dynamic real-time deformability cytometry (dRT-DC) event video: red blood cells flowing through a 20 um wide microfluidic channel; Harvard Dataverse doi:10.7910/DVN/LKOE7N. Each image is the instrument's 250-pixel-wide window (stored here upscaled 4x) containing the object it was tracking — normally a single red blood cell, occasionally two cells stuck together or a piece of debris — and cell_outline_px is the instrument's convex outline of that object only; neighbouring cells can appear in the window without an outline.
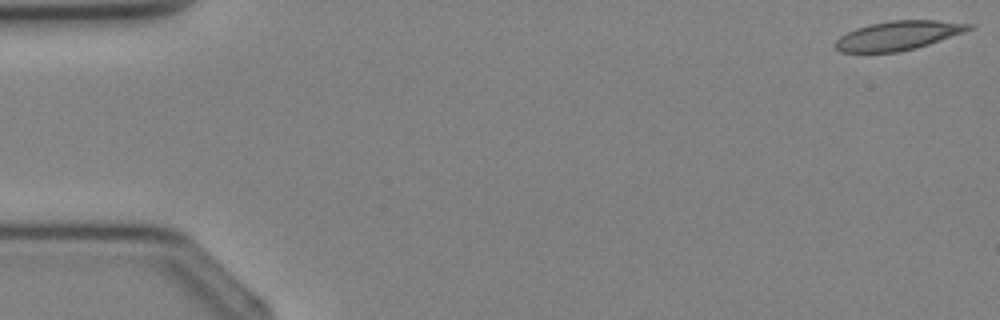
{"species": "Egyptian fruit bat (a non-hibernating species)", "species_latin": "Rousettus aegyptiacus", "temperature_condition": "cold", "stored_images_in_passage": 4, "segment_of_instrument_passage": [2, 2], "camera_frame_rate_fps": 3000, "um_per_image_px": 0.085, "animal": {"sex": "female"}, "frame": {"image": 1, "passage_image": 4, "time_ms": 3.333, "image_size_px": [1000, 320], "cell_outline_px": [[976, 24], [972, 28], [964, 32], [916, 48], [900, 52], [840, 52], [836, 48], [836, 40], [840, 36], [856, 28], [888, 20], [936, 20]], "centroid_in_image_um": [76.37, 3.01], "position_along_channel_um": 8.6, "area_um2": 22.48}}